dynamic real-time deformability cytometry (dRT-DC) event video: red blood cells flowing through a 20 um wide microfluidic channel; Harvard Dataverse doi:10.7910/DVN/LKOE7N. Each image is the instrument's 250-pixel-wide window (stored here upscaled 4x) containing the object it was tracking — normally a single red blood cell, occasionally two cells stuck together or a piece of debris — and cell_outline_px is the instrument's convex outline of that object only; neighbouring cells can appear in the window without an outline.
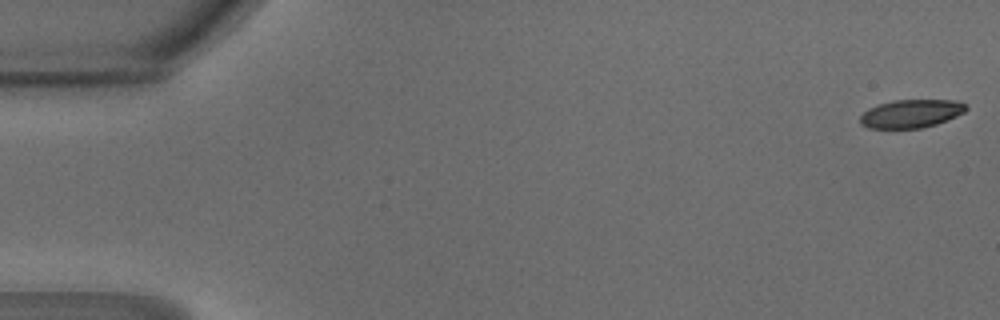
{"species": "common noctule bat (a hibernating species)", "species_latin": "Nyctalus noctula", "temperature_condition": "warm", "stored_images_in_passage": 47, "camera_frame_rate_fps": 3000, "um_per_image_px": 0.085, "animal": {"sex": "male", "body_mass_g": 18.8}, "frame": {"image": 1, "passage_image": 1, "time_ms": 0.0, "image_size_px": [1000, 320], "cell_outline_px": [[968, 108], [964, 112], [956, 116], [936, 124], [920, 128], [868, 128], [860, 124], [860, 116], [868, 108], [880, 104], [896, 100], [956, 100], [964, 104]], "centroid_in_image_um": [77.43, 9.66], "position_along_channel_um": 7.6, "area_um2": 17.28}}
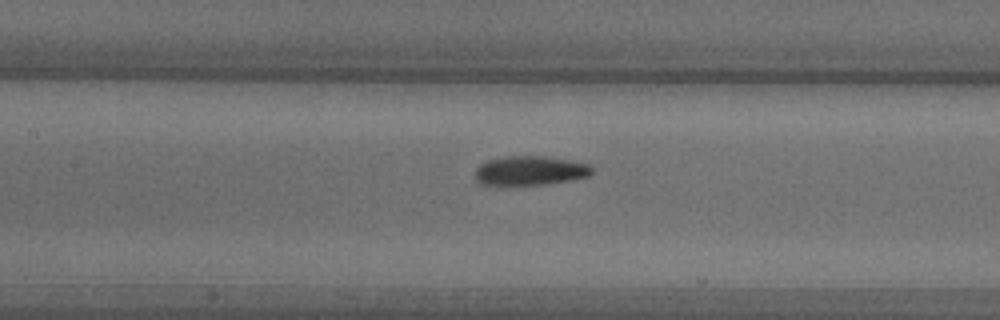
{"frame": {"image": 2, "passage_image": 22, "time_ms": 7.0, "image_size_px": [1000, 320], "cell_outline_px": [[592, 172], [588, 176], [548, 184], [480, 184], [476, 180], [476, 168], [480, 164], [488, 160], [508, 156], [544, 156], [572, 160], [588, 164], [592, 168]], "centroid_in_image_um": [45.06, 14.49], "position_along_channel_um": 162.3, "area_um2": 19.65}}
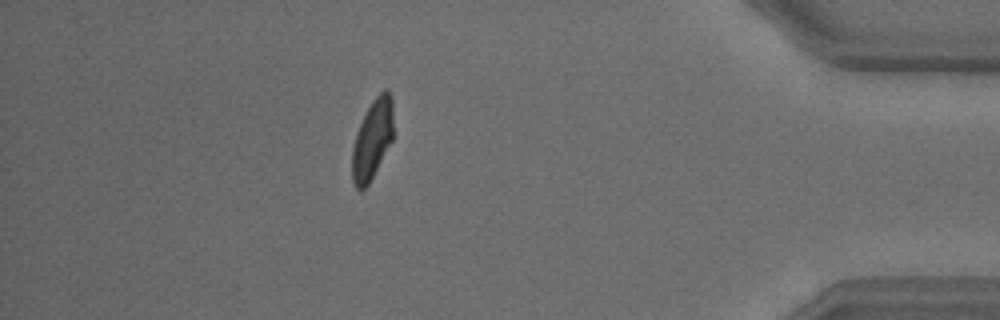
{"frame": {"image": 3, "passage_image": 42, "time_ms": 13.667, "image_size_px": [1000, 320], "cell_outline_px": [[392, 140], [368, 184], [360, 192], [356, 188], [352, 180], [352, 148], [356, 132], [372, 100], [384, 88], [388, 92], [392, 100]], "centroid_in_image_um": [31.62, 11.86], "position_along_channel_um": 403.6, "area_um2": 18.79}, "authors_computed_cell_mechanics": {"area_um2": 19.5942, "velocity_mm_per_s": 4.2649, "shape_relaxation_time_tau1_ms": 4.3599, "shape_relaxation_time_tau2_ms": 2.3803, "deformation_change_tau1": 0.1872, "deformation_change_tau2": 0.0927}}